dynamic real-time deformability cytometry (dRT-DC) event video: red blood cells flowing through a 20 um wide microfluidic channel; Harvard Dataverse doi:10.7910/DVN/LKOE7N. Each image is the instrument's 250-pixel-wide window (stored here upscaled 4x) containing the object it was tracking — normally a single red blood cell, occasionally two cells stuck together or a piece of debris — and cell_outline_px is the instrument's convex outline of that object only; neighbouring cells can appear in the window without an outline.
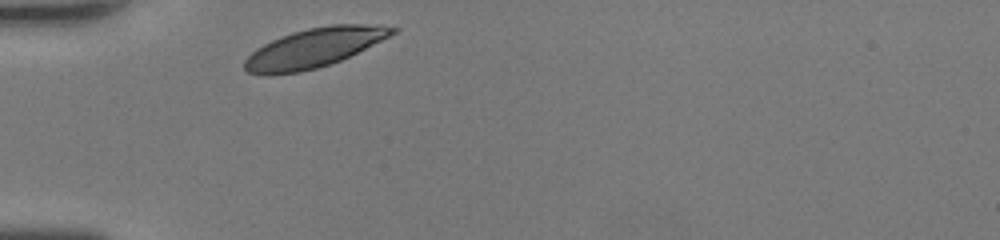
{"species": "human", "species_latin": "Homo sapiens", "temperature_condition": "room temperature", "stored_images_in_passage": 25, "camera_frame_rate_fps": 3000, "um_per_image_px": 0.085, "donor": {"sex": "female"}, "frame": {"image": 1, "passage_image": 1, "time_ms": 0.0, "image_size_px": [1000, 240], "cell_outline_px": [[400, 28], [396, 32], [340, 60], [316, 68], [300, 72], [268, 76], [248, 72], [244, 68], [244, 60], [256, 48], [272, 40], [292, 32], [308, 28], [332, 24], [380, 24]], "centroid_in_image_um": [26.66, 4.06], "position_along_channel_um": 58.3, "area_um2": 33.47}}
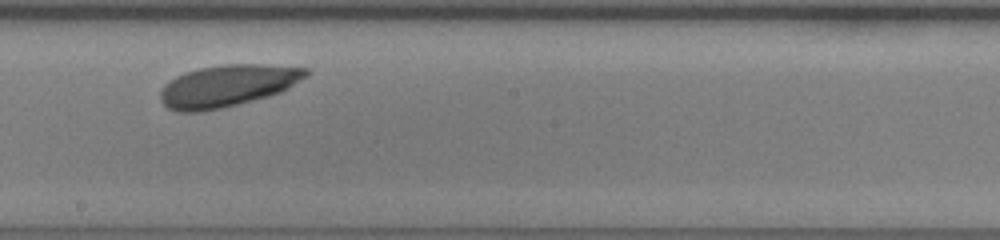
{"frame": {"image": 2, "passage_image": 14, "time_ms": 4.333, "image_size_px": [1000, 240], "cell_outline_px": [[312, 72], [308, 76], [288, 88], [280, 92], [268, 96], [204, 112], [176, 112], [168, 108], [160, 100], [160, 92], [164, 84], [176, 76], [184, 72], [200, 68], [224, 64], [264, 64], [308, 68]], "centroid_in_image_um": [19.33, 7.28], "position_along_channel_um": 228.9, "area_um2": 35.66}}
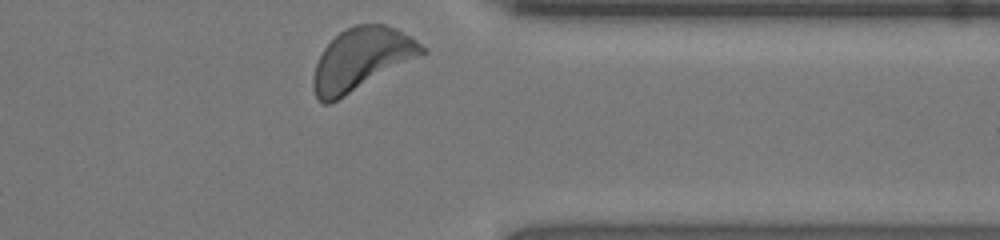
{"frame": {"image": 3, "passage_image": 25, "time_ms": 8.0, "image_size_px": [1000, 240], "cell_outline_px": [[428, 52], [344, 96], [328, 104], [324, 104], [316, 100], [312, 88], [312, 76], [316, 64], [324, 48], [344, 28], [356, 24], [384, 24], [396, 28], [428, 48]], "centroid_in_image_um": [30.7, 5.03], "position_along_channel_um": 380.7, "area_um2": 39.19}, "authors_computed_cell_mechanics": {"area_um2": 35.6048, "velocity_mm_per_s": 4.2265, "shape_relaxation_time_tau1_ms": 1.3128, "shape_relaxation_time_tau2_ms": null, "deformation_change_tau1": 0.0944, "deformation_change_tau2": null}}